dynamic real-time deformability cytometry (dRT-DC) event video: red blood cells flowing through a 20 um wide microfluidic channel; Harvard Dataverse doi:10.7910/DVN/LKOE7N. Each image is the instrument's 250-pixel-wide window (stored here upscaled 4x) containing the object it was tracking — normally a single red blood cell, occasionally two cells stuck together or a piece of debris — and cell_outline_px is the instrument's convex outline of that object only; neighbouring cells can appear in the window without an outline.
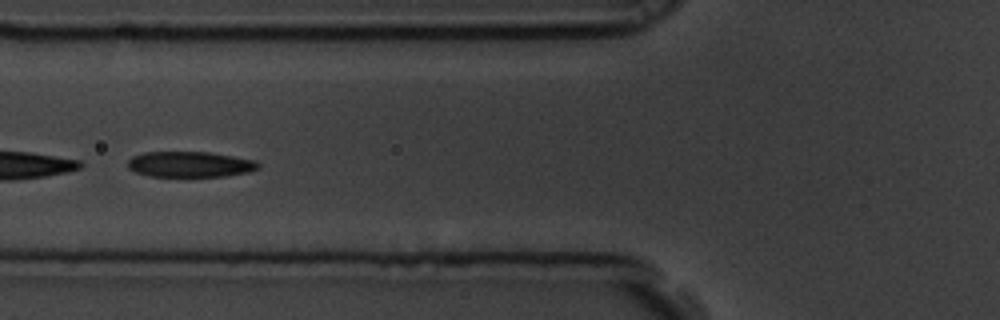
{"species": "common noctule bat (a hibernating species)", "species_latin": "Nyctalus noctula", "temperature_condition": "room temperature", "stored_images_in_passage": 54, "camera_frame_rate_fps": 3000, "um_per_image_px": 0.085, "animal": {"sex": "male", "body_mass_g": 19.5, "forearm_length_mm": 54.6}, "frame": {"image": 1, "passage_image": 19, "time_ms": 6.0, "image_size_px": [1000, 320], "cell_outline_px": [[260, 168], [248, 172], [228, 176], [152, 176], [136, 172], [128, 168], [128, 160], [132, 156], [144, 152], [208, 152], [256, 160], [260, 164]], "centroid_in_image_um": [16.17, 13.96], "position_along_channel_um": 109.6, "area_um2": 19.48}, "authors_computed_cell_mechanics": {"area_um2": 21.7039, "velocity_mm_per_s": 3.5091, "shape_relaxation_time_tau1_ms": 3.1691, "shape_relaxation_time_tau2_ms": 4.7477, "deformation_change_tau1": 0.1199, "deformation_change_tau2": 0.1179}}